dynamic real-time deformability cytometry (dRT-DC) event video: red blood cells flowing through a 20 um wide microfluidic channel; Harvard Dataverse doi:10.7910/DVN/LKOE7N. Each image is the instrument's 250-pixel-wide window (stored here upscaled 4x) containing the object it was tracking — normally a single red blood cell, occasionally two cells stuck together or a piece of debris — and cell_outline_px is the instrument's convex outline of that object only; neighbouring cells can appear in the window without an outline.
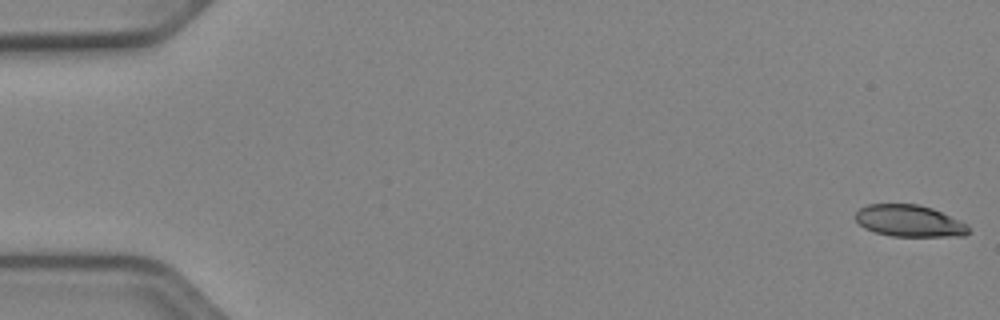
{"species": "Egyptian fruit bat (a non-hibernating species)", "species_latin": "Rousettus aegyptiacus", "temperature_condition": "cold", "stored_images_in_passage": 53, "camera_frame_rate_fps": 3000, "um_per_image_px": 0.085, "animal": {"sex": "female"}, "frame": {"image": 1, "passage_image": 1, "time_ms": 0.0, "image_size_px": [1000, 320], "cell_outline_px": [[972, 232], [964, 236], [892, 236], [876, 232], [864, 228], [856, 220], [856, 212], [860, 208], [868, 204], [920, 204], [932, 208], [968, 224]], "centroid_in_image_um": [77.33, 18.78], "position_along_channel_um": 7.7, "area_um2": 20.98}}
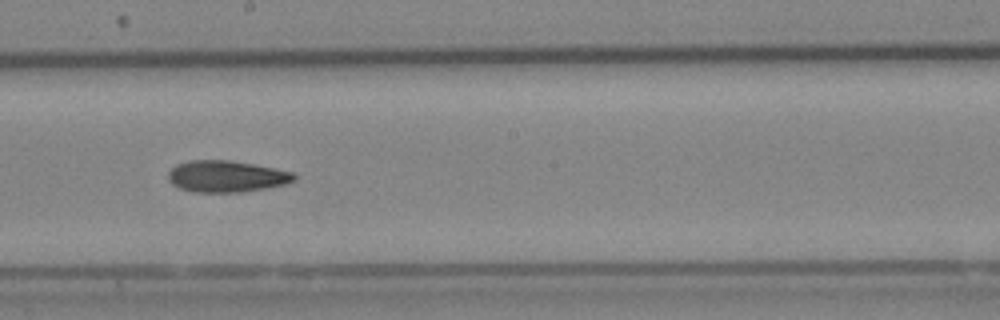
{"frame": {"image": 2, "passage_image": 30, "time_ms": 9.667, "image_size_px": [1000, 320], "cell_outline_px": [[296, 180], [288, 184], [240, 192], [192, 192], [180, 188], [172, 184], [168, 180], [168, 172], [176, 164], [188, 160], [228, 160], [252, 164], [292, 172], [296, 176]], "centroid_in_image_um": [19.22, 14.99], "position_along_channel_um": 229.0, "area_um2": 23.12}}
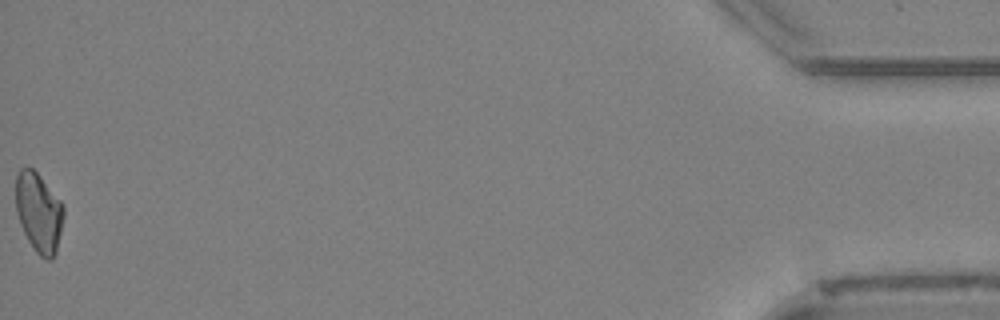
{"frame": {"image": 3, "passage_image": 53, "time_ms": 17.333, "image_size_px": [1000, 320], "cell_outline_px": [[64, 216], [56, 252], [52, 260], [48, 260], [40, 256], [36, 252], [28, 240], [20, 224], [16, 212], [16, 176], [20, 168], [32, 168], [40, 176], [64, 204]], "centroid_in_image_um": [3.3, 18.06], "position_along_channel_um": 431.9, "area_um2": 22.2}}